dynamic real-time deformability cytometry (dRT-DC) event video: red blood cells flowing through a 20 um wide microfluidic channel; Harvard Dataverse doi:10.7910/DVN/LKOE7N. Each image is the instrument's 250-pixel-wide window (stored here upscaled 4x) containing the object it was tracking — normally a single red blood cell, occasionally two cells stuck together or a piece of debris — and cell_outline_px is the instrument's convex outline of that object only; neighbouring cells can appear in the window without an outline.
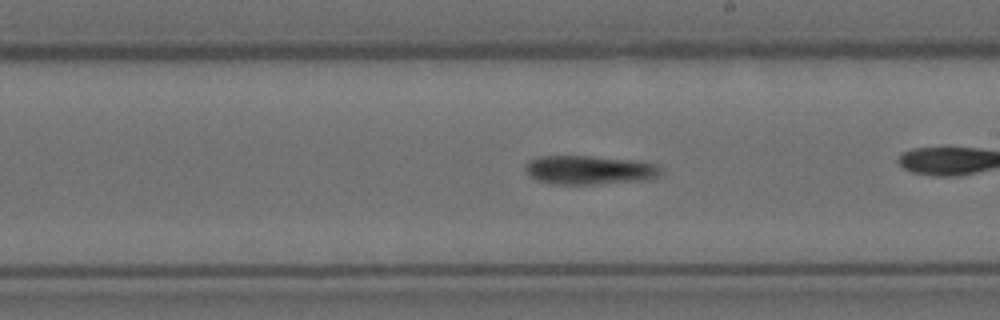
{"species": "Egyptian fruit bat (a non-hibernating species)", "species_latin": "Rousettus aegyptiacus", "temperature_condition": "room temperature", "stored_images_in_passage": 32, "camera_frame_rate_fps": 3000, "um_per_image_px": 0.085, "animal": {"sex": "female"}, "frame": {"image": 1, "passage_image": 19, "time_ms": 6.0, "image_size_px": [1000, 320], "cell_outline_px": [[660, 172], [656, 176], [648, 180], [592, 184], [548, 184], [536, 180], [528, 176], [524, 168], [524, 164], [528, 160], [540, 156], [592, 156], [628, 160], [656, 164], [660, 168]], "centroid_in_image_um": [49.99, 14.45], "position_along_channel_um": 239.0, "area_um2": 22.83}, "authors_computed_cell_mechanics": {"area_um2": 23.1489, "velocity_mm_per_s": 3.5138, "shape_relaxation_time_tau1_ms": 6.6949, "shape_relaxation_time_tau2_ms": 9.2999, "deformation_change_tau1": 0.1519, "deformation_change_tau2": 0.1496}}